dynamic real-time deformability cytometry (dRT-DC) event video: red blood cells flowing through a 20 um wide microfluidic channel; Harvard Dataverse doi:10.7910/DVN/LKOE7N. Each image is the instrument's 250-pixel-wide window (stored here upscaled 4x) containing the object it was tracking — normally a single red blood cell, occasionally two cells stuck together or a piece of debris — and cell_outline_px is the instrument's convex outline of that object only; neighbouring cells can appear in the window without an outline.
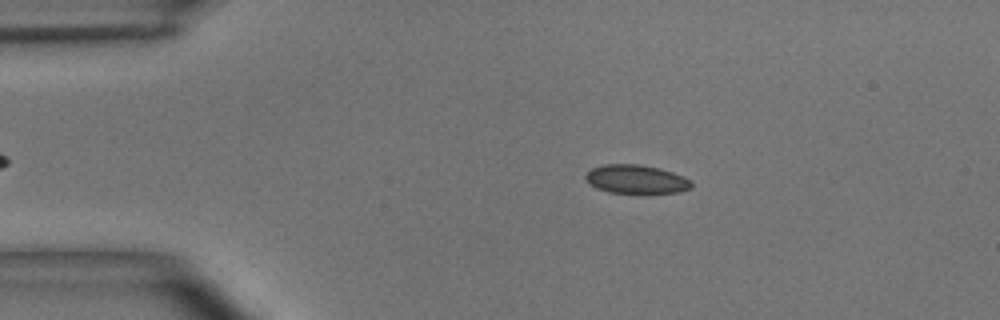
{"species": "common noctule bat (a hibernating species)", "species_latin": "Nyctalus noctula", "temperature_condition": "room temperature", "stored_images_in_passage": 43, "camera_frame_rate_fps": 3000, "um_per_image_px": 0.085, "animal": {"sex": "male", "body_mass_g": 15.6}, "frame": {"image": 1, "passage_image": 3, "time_ms": 0.667, "image_size_px": [1000, 320], "cell_outline_px": [[692, 188], [680, 192], [608, 192], [596, 188], [584, 176], [592, 168], [604, 164], [636, 164], [660, 168], [684, 176], [692, 180]], "centroid_in_image_um": [54.11, 15.22], "position_along_channel_um": 30.9, "area_um2": 17.46}}
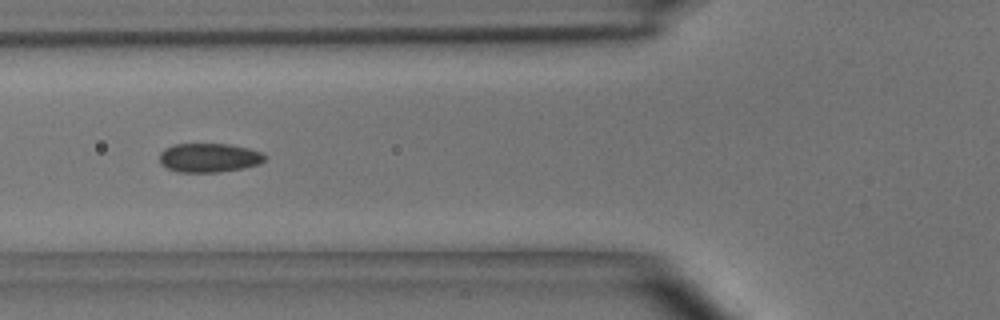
{"frame": {"image": 2, "passage_image": 12, "time_ms": 3.667, "image_size_px": [1000, 320], "cell_outline_px": [[264, 160], [260, 164], [244, 168], [220, 172], [176, 172], [160, 164], [160, 152], [164, 148], [172, 144], [228, 144], [248, 148], [264, 152]], "centroid_in_image_um": [17.76, 13.41], "position_along_channel_um": 108.0, "area_um2": 17.98}}
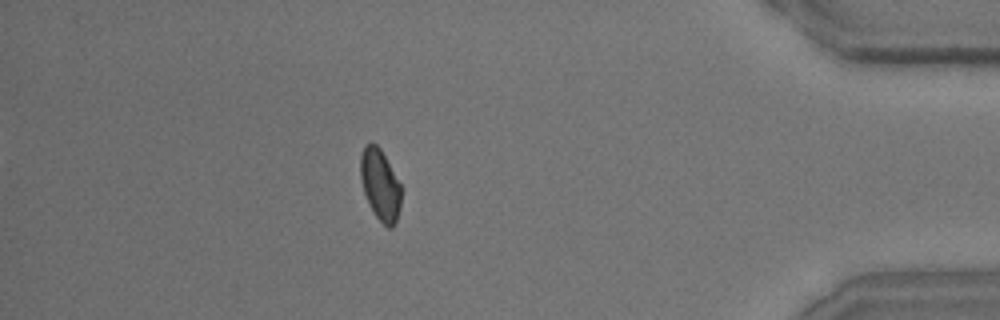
{"frame": {"image": 3, "passage_image": 37, "time_ms": 12.0, "image_size_px": [1000, 320], "cell_outline_px": [[404, 188], [400, 208], [396, 220], [392, 228], [388, 228], [376, 216], [368, 204], [360, 180], [360, 156], [364, 144], [376, 144], [380, 148]], "centroid_in_image_um": [32.34, 15.7], "position_along_channel_um": 402.9, "area_um2": 17.28}, "authors_computed_cell_mechanics": {"area_um2": 17.6868, "velocity_mm_per_s": 4.0564, "shape_relaxation_time_tau1_ms": 6.8113, "shape_relaxation_time_tau2_ms": 0.9348, "deformation_change_tau1": 0.117, "deformation_change_tau2": 0.0454}}